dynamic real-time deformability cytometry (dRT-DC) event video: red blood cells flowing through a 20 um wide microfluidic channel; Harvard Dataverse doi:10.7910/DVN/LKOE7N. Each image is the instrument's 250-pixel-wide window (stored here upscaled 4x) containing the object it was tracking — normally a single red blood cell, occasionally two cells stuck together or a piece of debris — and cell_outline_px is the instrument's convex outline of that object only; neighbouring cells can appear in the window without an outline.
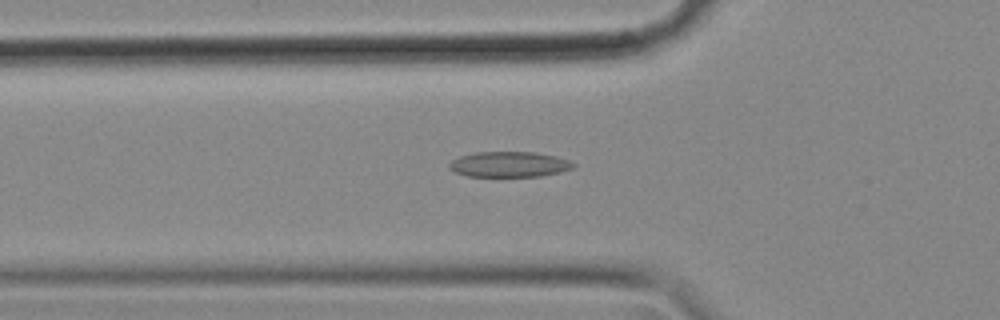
{"species": "common noctule bat (a hibernating species)", "species_latin": "Nyctalus noctula", "temperature_condition": "cold", "stored_images_in_passage": 56, "camera_frame_rate_fps": 3000, "um_per_image_px": 0.085, "animal": {"sex": "female", "body_mass_g": 18.4}, "frame": {"image": 1, "passage_image": 19, "time_ms": 6.0, "image_size_px": [1000, 320], "cell_outline_px": [[576, 164], [572, 168], [540, 176], [468, 176], [456, 172], [448, 168], [448, 164], [452, 160], [460, 156], [476, 152], [536, 152], [556, 156], [568, 160]], "centroid_in_image_um": [43.25, 13.96], "position_along_channel_um": 82.5, "area_um2": 18.21}}
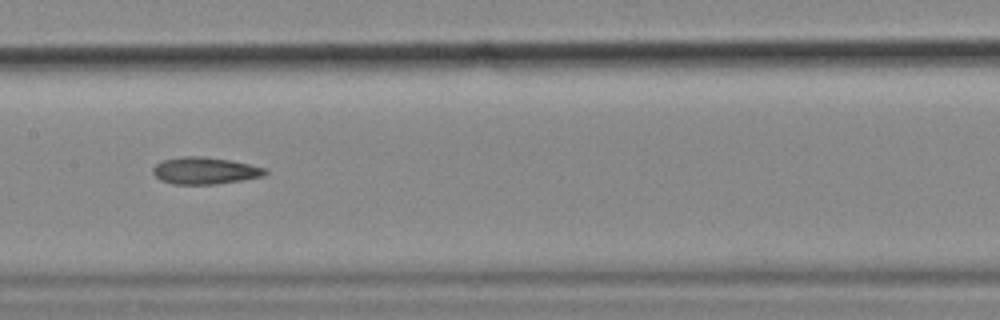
{"frame": {"image": 2, "passage_image": 28, "time_ms": 9.0, "image_size_px": [1000, 320], "cell_outline_px": [[268, 172], [264, 176], [244, 180], [216, 184], [172, 184], [160, 180], [152, 172], [152, 168], [156, 164], [164, 160], [180, 156], [204, 156], [232, 160], [268, 168]], "centroid_in_image_um": [17.45, 14.5], "position_along_channel_um": 189.9, "area_um2": 17.92}}
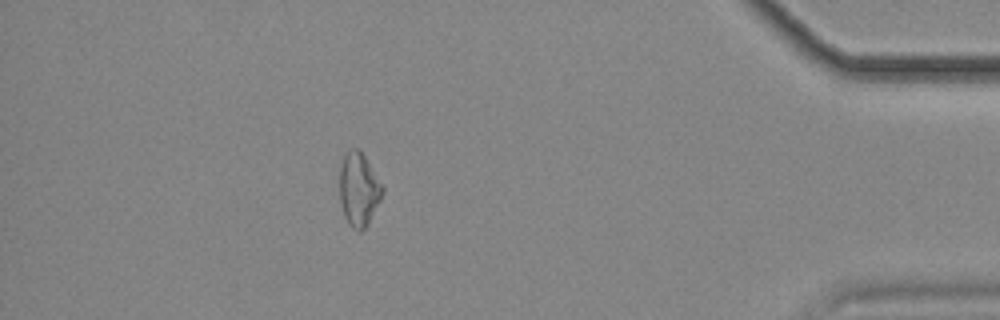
{"frame": {"image": 3, "passage_image": 50, "time_ms": 16.333, "image_size_px": [1000, 320], "cell_outline_px": [[384, 192], [380, 200], [364, 228], [360, 232], [356, 232], [348, 224], [344, 216], [340, 204], [340, 164], [348, 148], [360, 148], [384, 188]], "centroid_in_image_um": [30.47, 16.07], "position_along_channel_um": 404.7, "area_um2": 18.38}, "authors_computed_cell_mechanics": {"area_um2": 18.3226, "velocity_mm_per_s": 3.5683, "shape_relaxation_time_tau1_ms": null, "shape_relaxation_time_tau2_ms": 9.4575, "deformation_change_tau1": null, "deformation_change_tau2": 0.2116}}